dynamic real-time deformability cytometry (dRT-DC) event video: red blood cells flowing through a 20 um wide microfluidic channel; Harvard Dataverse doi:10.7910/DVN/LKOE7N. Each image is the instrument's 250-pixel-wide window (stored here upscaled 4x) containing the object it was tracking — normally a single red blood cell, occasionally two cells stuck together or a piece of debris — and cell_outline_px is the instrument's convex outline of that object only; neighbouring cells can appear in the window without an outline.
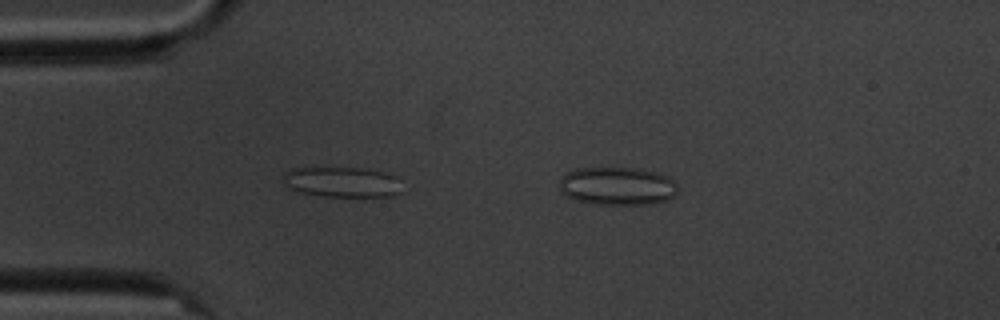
{"species": "common noctule bat (a hibernating species)", "species_latin": "Nyctalus noctula", "temperature_condition": "cold", "stored_images_in_passage": 4, "camera_frame_rate_fps": 3000, "um_per_image_px": 0.085, "animal": {"sex": "male", "body_mass_g": 20.1, "forearm_length_mm": 53.5}, "frame": {"image": 1, "passage_image": 4, "time_ms": 3.333, "image_size_px": [1000, 320], "cell_outline_px": [[676, 192], [668, 200], [652, 204], [596, 204], [572, 200], [564, 196], [560, 192], [560, 180], [564, 172], [572, 168], [640, 168], [656, 172], [668, 176], [676, 184]], "centroid_in_image_um": [52.41, 15.81], "position_along_channel_um": 32.6, "area_um2": 26.7}}